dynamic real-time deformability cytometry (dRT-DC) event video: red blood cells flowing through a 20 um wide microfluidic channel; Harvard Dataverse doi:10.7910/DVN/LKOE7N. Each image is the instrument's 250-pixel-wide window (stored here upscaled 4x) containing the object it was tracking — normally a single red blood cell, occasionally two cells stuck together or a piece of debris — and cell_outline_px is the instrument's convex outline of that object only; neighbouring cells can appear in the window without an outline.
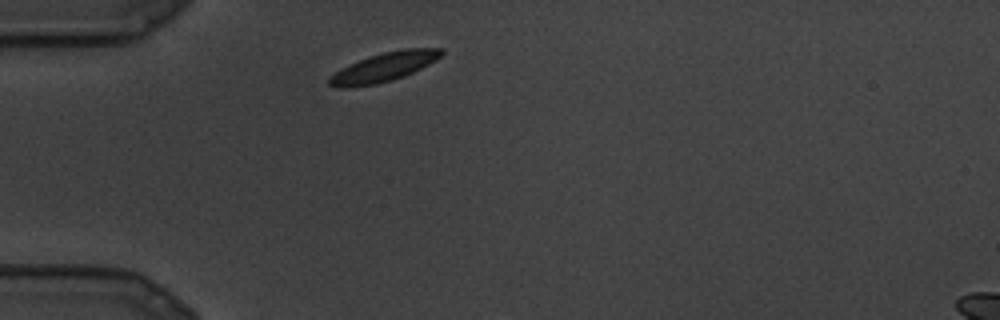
{"species": "common noctule bat (a hibernating species)", "species_latin": "Nyctalus noctula", "temperature_condition": "cold", "stored_images_in_passage": 2, "camera_frame_rate_fps": 3000, "um_per_image_px": 0.085, "animal": {"sex": "male", "body_mass_g": 19.5, "forearm_length_mm": 54.6}, "frame": {"image": 1, "passage_image": 1, "time_ms": 0.0, "image_size_px": [1000, 320], "cell_outline_px": [[444, 52], [436, 60], [404, 76], [392, 80], [376, 84], [348, 88], [336, 88], [328, 84], [328, 76], [360, 60], [384, 52], [404, 48], [444, 48]], "centroid_in_image_um": [32.64, 5.71], "position_along_channel_um": 52.4, "area_um2": 18.67}}